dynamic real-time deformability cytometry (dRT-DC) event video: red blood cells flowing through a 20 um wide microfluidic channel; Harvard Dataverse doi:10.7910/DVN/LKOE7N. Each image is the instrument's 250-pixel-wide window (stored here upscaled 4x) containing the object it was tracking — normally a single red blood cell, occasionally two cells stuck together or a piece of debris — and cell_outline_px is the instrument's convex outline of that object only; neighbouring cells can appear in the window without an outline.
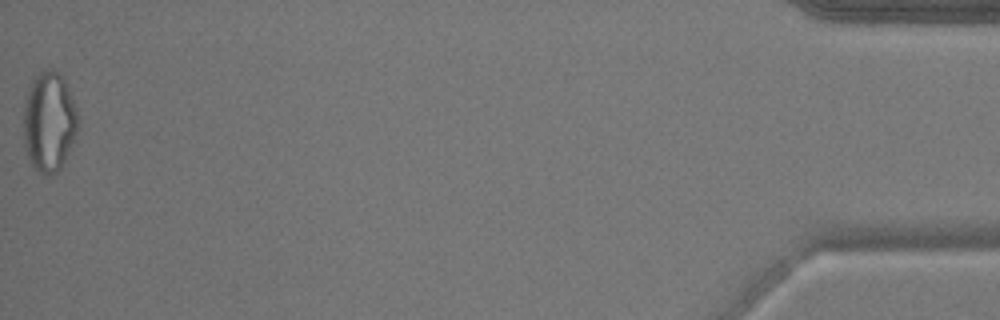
{"species": "common noctule bat (a hibernating species)", "species_latin": "Nyctalus noctula", "temperature_condition": "warm", "stored_images_in_passage": 51, "camera_frame_rate_fps": 3000, "um_per_image_px": 0.085, "animal": {"sex": "male", "body_mass_g": 17.9}, "frame": {"image": 1, "passage_image": 51, "time_ms": 16.667, "image_size_px": [1000, 320], "cell_outline_px": [[80, 124], [68, 152], [60, 168], [56, 172], [48, 176], [44, 176], [28, 160], [24, 148], [24, 104], [28, 88], [32, 80], [44, 68], [52, 68], [64, 80], [76, 108], [80, 120]], "centroid_in_image_um": [4.16, 10.36], "position_along_channel_um": 431.0, "area_um2": 31.73}}